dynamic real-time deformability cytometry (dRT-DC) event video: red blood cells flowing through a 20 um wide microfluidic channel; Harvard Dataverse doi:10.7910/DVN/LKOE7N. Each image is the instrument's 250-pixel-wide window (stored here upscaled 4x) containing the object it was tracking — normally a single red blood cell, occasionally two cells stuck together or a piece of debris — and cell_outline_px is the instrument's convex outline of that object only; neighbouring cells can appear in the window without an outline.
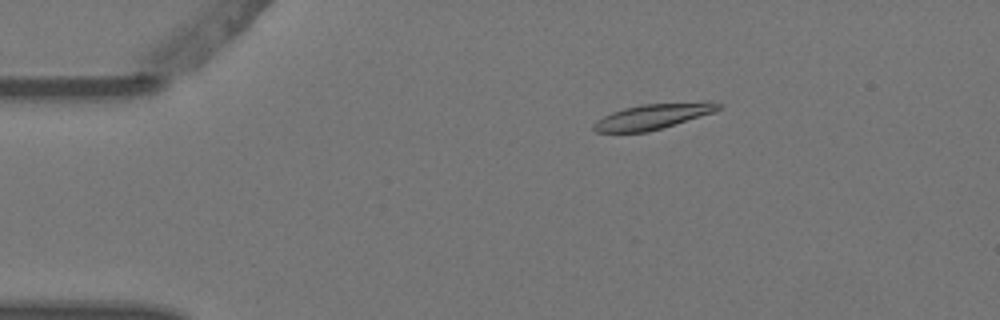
{"species": "Egyptian fruit bat (a non-hibernating species)", "species_latin": "Rousettus aegyptiacus", "temperature_condition": "warm", "stored_images_in_passage": 7, "camera_frame_rate_fps": 3000, "um_per_image_px": 0.085, "animal": {"sex": "female"}, "frame": {"image": 1, "passage_image": 2, "time_ms": 0.333, "image_size_px": [1000, 320], "cell_outline_px": [[724, 104], [716, 112], [648, 132], [596, 132], [592, 128], [592, 124], [596, 120], [612, 112], [624, 108], [640, 104]], "centroid_in_image_um": [55.36, 9.95], "position_along_channel_um": 29.6, "area_um2": 17.69}}
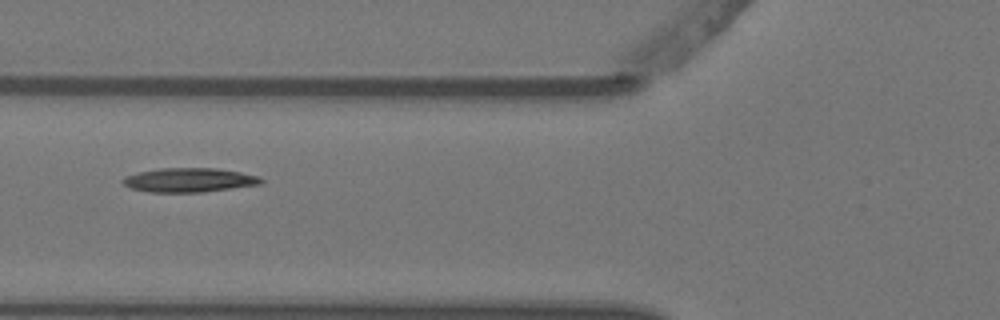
{"frame": {"image": 2, "passage_image": 5, "time_ms": 1.333, "image_size_px": [1000, 320], "cell_outline_px": [[264, 180], [260, 184], [204, 192], [148, 192], [132, 188], [124, 184], [120, 180], [124, 176], [140, 172], [160, 168], [216, 168], [240, 172], [260, 176]], "centroid_in_image_um": [16.08, 15.3], "position_along_channel_um": 109.7, "area_um2": 19.42}}
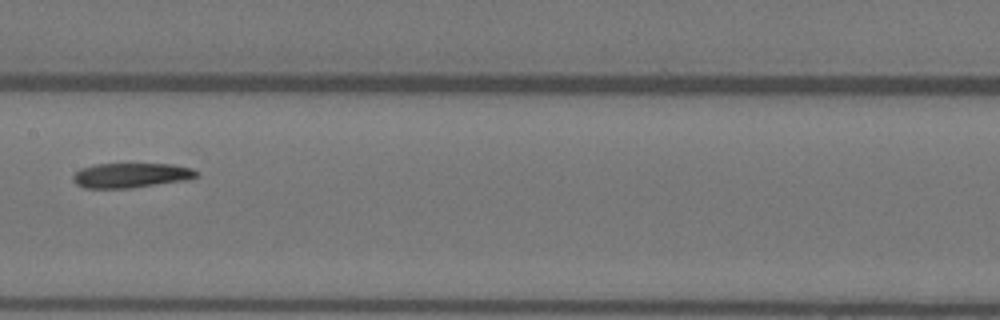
{"frame": {"image": 3, "passage_image": 7, "time_ms": 2.0, "image_size_px": [1000, 320], "cell_outline_px": [[200, 176], [188, 180], [132, 188], [84, 188], [76, 184], [72, 180], [72, 176], [80, 168], [96, 164], [172, 164], [192, 168], [200, 172]], "centroid_in_image_um": [11.17, 14.9], "position_along_channel_um": 196.2, "area_um2": 18.09}}